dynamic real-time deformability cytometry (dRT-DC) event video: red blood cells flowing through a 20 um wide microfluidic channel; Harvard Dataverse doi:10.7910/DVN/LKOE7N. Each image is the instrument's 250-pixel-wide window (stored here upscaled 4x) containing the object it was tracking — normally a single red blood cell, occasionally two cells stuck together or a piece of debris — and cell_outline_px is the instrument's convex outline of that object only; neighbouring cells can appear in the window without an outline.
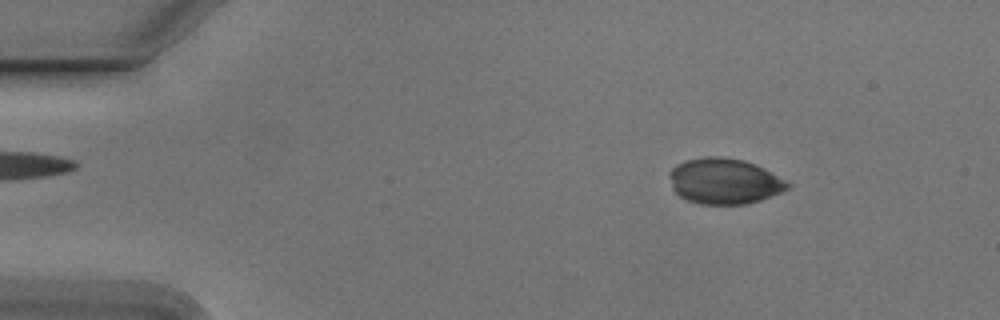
{"species": "Egyptian fruit bat (a non-hibernating species)", "species_latin": "Rousettus aegyptiacus", "temperature_condition": "cold", "stored_images_in_passage": 47, "camera_frame_rate_fps": 3000, "um_per_image_px": 0.085, "animal": {"sex": "male"}, "frame": {"image": 1, "passage_image": 1, "time_ms": 0.0, "image_size_px": [1000, 320], "cell_outline_px": [[792, 188], [760, 200], [744, 204], [700, 204], [688, 200], [680, 196], [672, 188], [672, 168], [676, 164], [688, 160], [704, 156], [720, 156], [744, 160], [764, 168], [792, 184]], "centroid_in_image_um": [61.62, 15.4], "position_along_channel_um": 23.4, "area_um2": 31.27}}
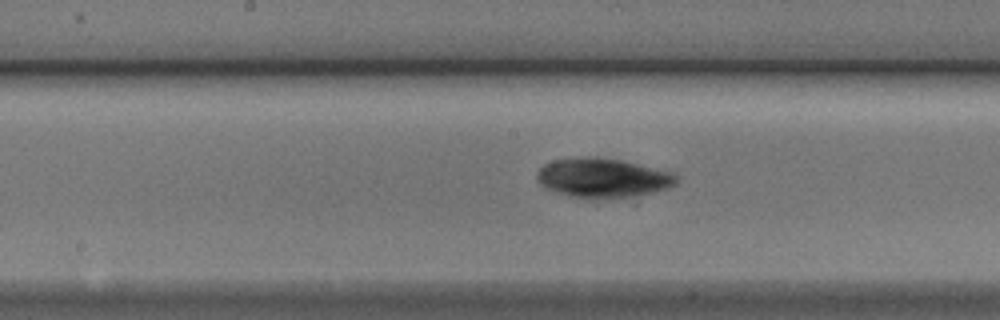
{"frame": {"image": 2, "passage_image": 21, "time_ms": 6.667, "image_size_px": [1000, 320], "cell_outline_px": [[680, 180], [676, 184], [668, 188], [652, 192], [628, 196], [596, 200], [592, 200], [568, 196], [556, 192], [540, 184], [536, 176], [536, 172], [544, 164], [552, 160], [592, 156], [596, 156], [620, 160], [672, 172]], "centroid_in_image_um": [51.21, 15.13], "position_along_channel_um": 197.0, "area_um2": 32.08}}
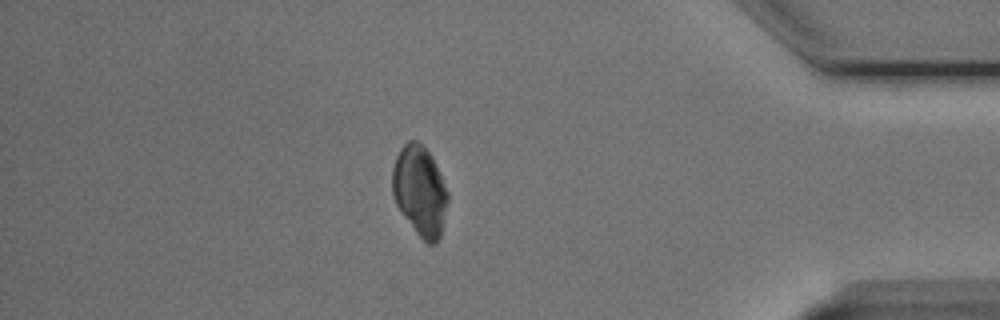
{"frame": {"image": 3, "passage_image": 40, "time_ms": 13.0, "image_size_px": [1000, 320], "cell_outline_px": [[448, 200], [440, 236], [436, 244], [428, 244], [416, 232], [396, 204], [392, 192], [392, 168], [396, 156], [400, 148], [408, 140], [416, 140], [428, 152], [448, 192]], "centroid_in_image_um": [35.66, 16.23], "position_along_channel_um": 399.5, "area_um2": 28.5}}